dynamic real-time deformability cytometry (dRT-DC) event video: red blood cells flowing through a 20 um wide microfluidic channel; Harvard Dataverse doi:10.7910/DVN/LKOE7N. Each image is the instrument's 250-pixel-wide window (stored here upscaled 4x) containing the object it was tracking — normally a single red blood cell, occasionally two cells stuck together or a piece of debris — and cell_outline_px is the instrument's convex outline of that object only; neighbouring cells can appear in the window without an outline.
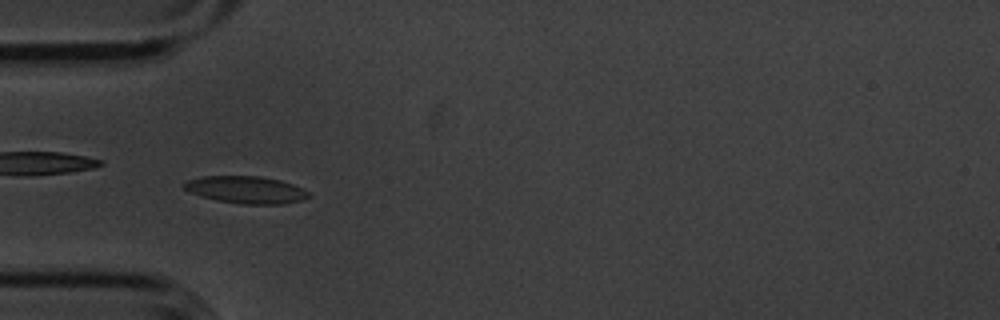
{"species": "common noctule bat (a hibernating species)", "species_latin": "Nyctalus noctula", "temperature_condition": "cold", "stored_images_in_passage": 36, "camera_frame_rate_fps": 3000, "um_per_image_px": 0.085, "animal": {"sex": "male", "body_mass_g": 20.1, "forearm_length_mm": 53.5}, "frame": {"image": 1, "passage_image": 5, "time_ms": 1.333, "image_size_px": [1000, 320], "cell_outline_px": [[312, 196], [300, 200], [284, 204], [240, 204], [216, 200], [200, 196], [188, 192], [180, 184], [188, 180], [200, 176], [260, 176], [280, 180], [292, 184], [308, 192]], "centroid_in_image_um": [20.86, 16.13], "position_along_channel_um": 64.1, "area_um2": 19.88}}
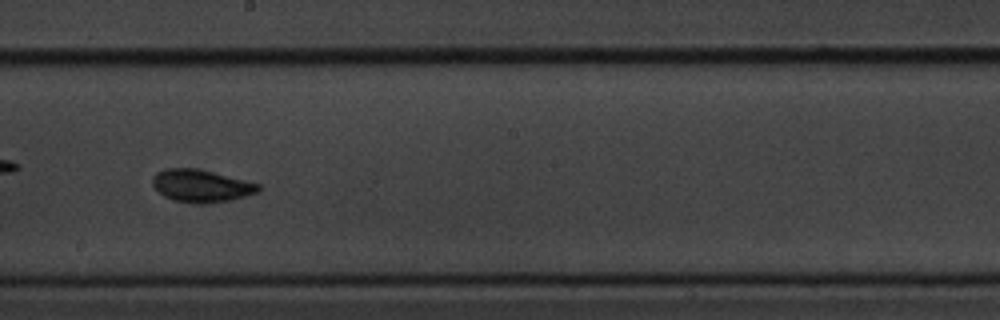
{"frame": {"image": 2, "passage_image": 19, "time_ms": 6.0, "image_size_px": [1000, 320], "cell_outline_px": [[264, 188], [260, 192], [228, 200], [204, 204], [192, 204], [172, 200], [164, 196], [152, 184], [152, 176], [156, 172], [164, 168], [196, 168], [260, 184]], "centroid_in_image_um": [17.09, 15.8], "position_along_channel_um": 231.1, "area_um2": 20.17}}
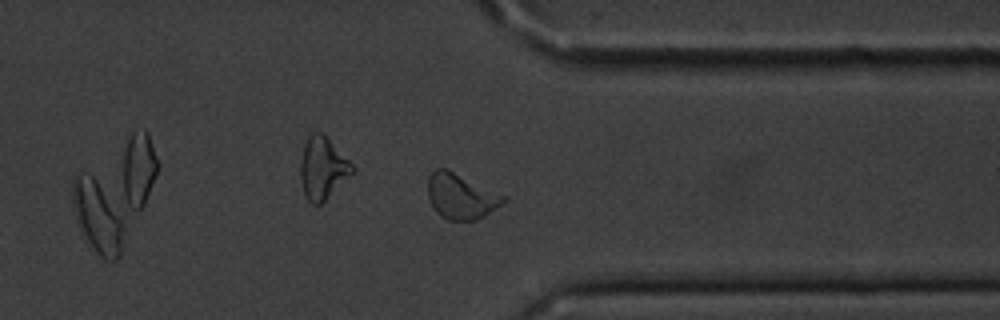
{"frame": {"image": 3, "passage_image": 31, "time_ms": 10.0, "image_size_px": [1000, 320], "cell_outline_px": [[508, 200], [484, 216], [476, 220], [448, 220], [440, 216], [436, 212], [428, 196], [428, 176], [436, 168], [444, 168], [508, 196]], "centroid_in_image_um": [39.2, 16.69], "position_along_channel_um": 372.2, "area_um2": 19.94}, "authors_computed_cell_mechanics": {"area_um2": 19.3341, "velocity_mm_per_s": 3.5827, "shape_relaxation_time_tau1_ms": 2.374, "shape_relaxation_time_tau2_ms": 1.6168, "deformation_change_tau1": 0.1083, "deformation_change_tau2": 0.0804}}